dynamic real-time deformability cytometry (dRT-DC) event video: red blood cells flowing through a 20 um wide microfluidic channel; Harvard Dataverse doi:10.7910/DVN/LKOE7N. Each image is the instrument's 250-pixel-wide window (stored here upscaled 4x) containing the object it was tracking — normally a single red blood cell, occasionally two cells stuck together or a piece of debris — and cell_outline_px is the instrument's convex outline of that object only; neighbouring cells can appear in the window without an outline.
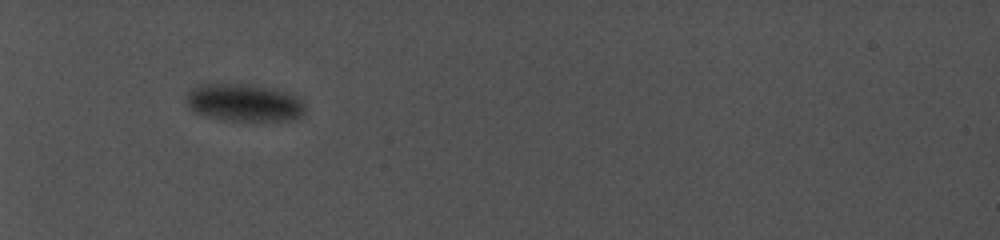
{"species": "common noctule bat (a hibernating species)", "species_latin": "Nyctalus noctula", "temperature_condition": "cold", "stored_images_in_passage": 4, "camera_frame_rate_fps": 5000, "um_per_image_px": 0.085, "animal": {"sex": "female", "body_mass_g": 19.0, "forearm_length_mm": 56.7}, "frame": {"image": 1, "passage_image": 1, "time_ms": 0.0, "image_size_px": [1000, 240], "cell_outline_px": [[304, 116], [276, 120], [240, 120], [216, 116], [196, 112], [188, 104], [188, 92], [192, 88], [204, 84], [236, 84], [264, 88], [284, 92], [300, 100], [304, 104]], "centroid_in_image_um": [20.76, 8.71], "position_along_channel_um": 64.2, "area_um2": 24.33}}
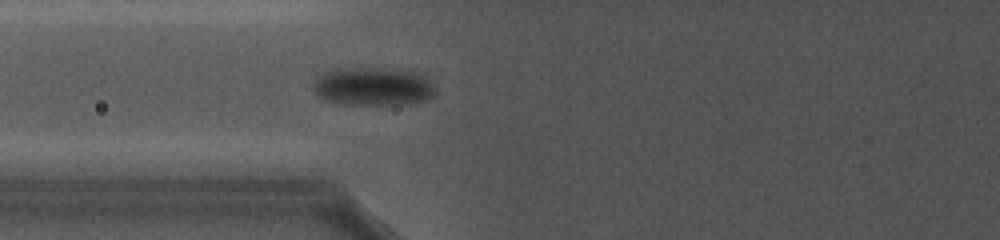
{"frame": {"image": 2, "passage_image": 4, "time_ms": 1.8, "image_size_px": [1000, 240], "cell_outline_px": [[432, 92], [428, 96], [420, 100], [388, 104], [344, 104], [324, 100], [316, 92], [316, 76], [320, 72], [336, 68], [384, 68], [416, 72], [432, 88]], "centroid_in_image_um": [31.54, 7.32], "position_along_channel_um": 94.3, "area_um2": 26.07}}